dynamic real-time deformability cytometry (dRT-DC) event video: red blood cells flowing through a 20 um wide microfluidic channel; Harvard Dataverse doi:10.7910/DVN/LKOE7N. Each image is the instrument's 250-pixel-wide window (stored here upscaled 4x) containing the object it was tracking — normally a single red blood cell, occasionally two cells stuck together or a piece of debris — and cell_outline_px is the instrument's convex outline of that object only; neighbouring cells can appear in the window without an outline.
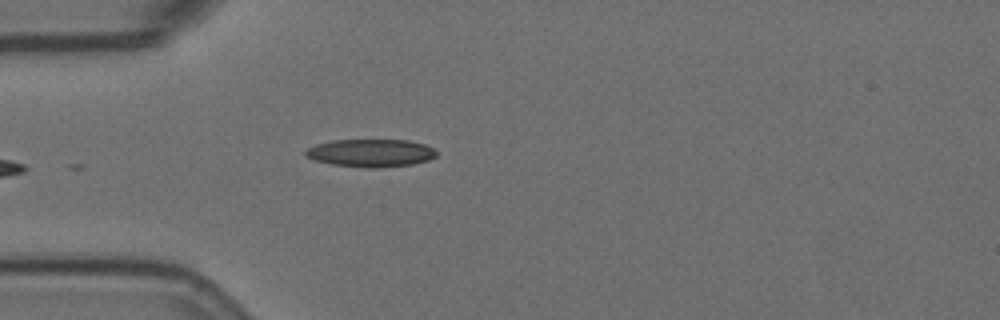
{"species": "Egyptian fruit bat (a non-hibernating species)", "species_latin": "Rousettus aegyptiacus", "temperature_condition": "room temperature", "stored_images_in_passage": 5, "camera_frame_rate_fps": 3000, "um_per_image_px": 0.085, "animal": {"sex": "female"}, "frame": {"image": 1, "passage_image": 5, "time_ms": 1.333, "image_size_px": [1000, 320], "cell_outline_px": [[436, 156], [428, 160], [412, 164], [376, 168], [364, 168], [332, 164], [316, 160], [308, 156], [304, 152], [308, 148], [316, 144], [332, 140], [408, 140], [424, 144], [432, 148], [436, 152]], "centroid_in_image_um": [31.52, 13.0], "position_along_channel_um": 53.5, "area_um2": 21.04}}